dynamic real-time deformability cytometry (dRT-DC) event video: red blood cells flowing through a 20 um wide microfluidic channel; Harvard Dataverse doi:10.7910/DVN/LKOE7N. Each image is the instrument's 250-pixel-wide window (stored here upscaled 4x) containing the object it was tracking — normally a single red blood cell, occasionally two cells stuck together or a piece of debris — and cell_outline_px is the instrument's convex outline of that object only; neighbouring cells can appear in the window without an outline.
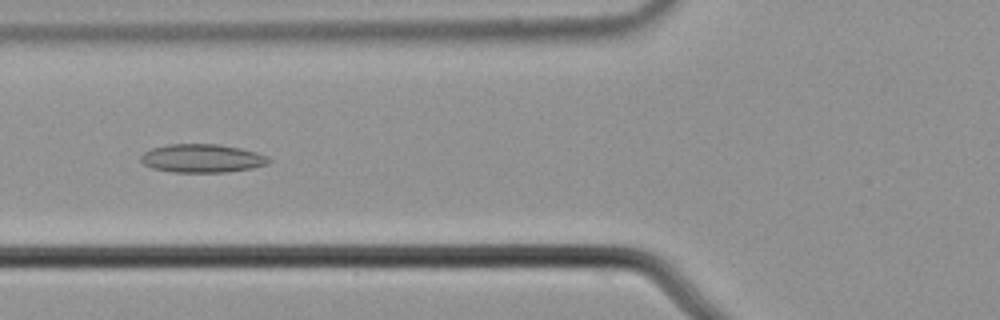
{"species": "common noctule bat (a hibernating species)", "species_latin": "Nyctalus noctula", "temperature_condition": "cold", "stored_images_in_passage": 5, "camera_frame_rate_fps": 3000, "um_per_image_px": 0.085, "animal": {"sex": "male", "body_mass_g": 21.5, "forearm_length_mm": 52.0}, "frame": {"image": 1, "passage_image": 4, "time_ms": 1.0, "image_size_px": [1000, 320], "cell_outline_px": [[272, 160], [268, 164], [252, 168], [224, 172], [172, 172], [152, 168], [144, 164], [140, 160], [140, 156], [144, 152], [152, 148], [168, 144], [216, 144], [240, 148], [256, 152], [268, 156]], "centroid_in_image_um": [17.18, 13.46], "position_along_channel_um": 108.6, "area_um2": 21.21}}
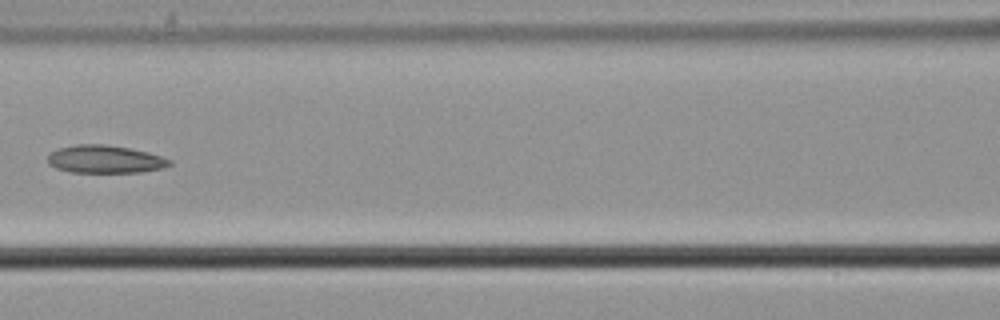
{"frame": {"image": 2, "passage_image": 5, "time_ms": 1.333, "image_size_px": [1000, 320], "cell_outline_px": [[172, 164], [164, 168], [140, 172], [72, 172], [56, 168], [48, 164], [48, 156], [52, 152], [60, 148], [76, 144], [104, 144], [128, 148], [148, 152], [172, 160]], "centroid_in_image_um": [8.94, 13.54], "position_along_channel_um": 157.7, "area_um2": 19.65}}